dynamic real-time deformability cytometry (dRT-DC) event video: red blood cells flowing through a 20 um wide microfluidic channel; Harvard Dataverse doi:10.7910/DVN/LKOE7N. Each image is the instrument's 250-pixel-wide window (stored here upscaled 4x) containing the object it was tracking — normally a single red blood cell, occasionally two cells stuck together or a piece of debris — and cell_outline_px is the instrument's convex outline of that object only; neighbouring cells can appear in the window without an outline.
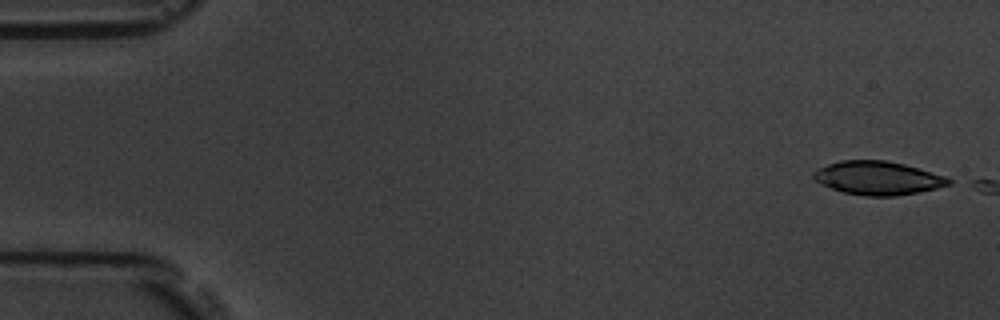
{"species": "common noctule bat (a hibernating species)", "species_latin": "Nyctalus noctula", "temperature_condition": "room temperature", "stored_images_in_passage": 2, "camera_frame_rate_fps": 3000, "um_per_image_px": 0.085, "animal": {"sex": "male", "body_mass_g": 19.5, "forearm_length_mm": 54.6}, "frame": {"image": 1, "passage_image": 1, "time_ms": 0.0, "image_size_px": [1000, 320], "cell_outline_px": [[956, 180], [952, 184], [936, 188], [896, 196], [864, 196], [844, 192], [820, 184], [812, 176], [812, 172], [828, 164], [840, 160], [884, 160], [904, 164], [948, 176]], "centroid_in_image_um": [74.67, 15.13], "position_along_channel_um": 10.3, "area_um2": 26.53}}